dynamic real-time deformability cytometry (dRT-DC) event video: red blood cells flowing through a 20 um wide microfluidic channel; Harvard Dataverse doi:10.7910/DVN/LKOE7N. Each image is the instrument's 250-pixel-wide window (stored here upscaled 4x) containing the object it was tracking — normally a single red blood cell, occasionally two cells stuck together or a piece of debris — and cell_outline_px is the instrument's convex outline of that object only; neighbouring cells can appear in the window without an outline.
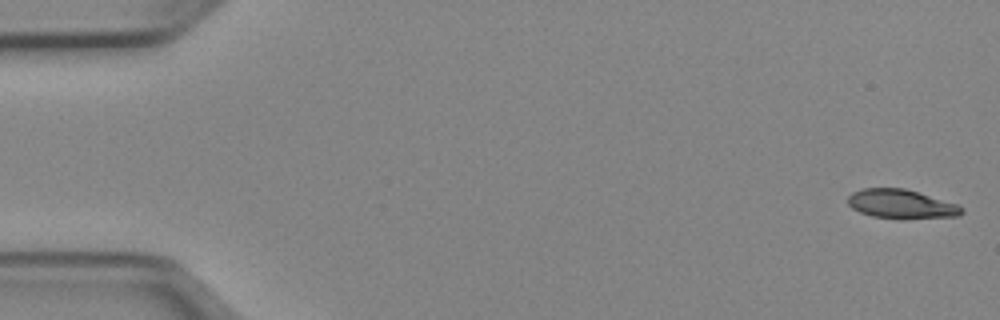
{"species": "Egyptian fruit bat (a non-hibernating species)", "species_latin": "Rousettus aegyptiacus", "temperature_condition": "cold", "stored_images_in_passage": 51, "camera_frame_rate_fps": 3000, "um_per_image_px": 0.085, "animal": {"sex": "female"}, "frame": {"image": 1, "passage_image": 1, "time_ms": 0.0, "image_size_px": [1000, 320], "cell_outline_px": [[964, 212], [960, 216], [872, 216], [860, 212], [852, 208], [848, 204], [848, 196], [852, 192], [864, 188], [904, 188], [956, 204], [964, 208]], "centroid_in_image_um": [76.55, 17.29], "position_along_channel_um": 8.4, "area_um2": 18.21}}
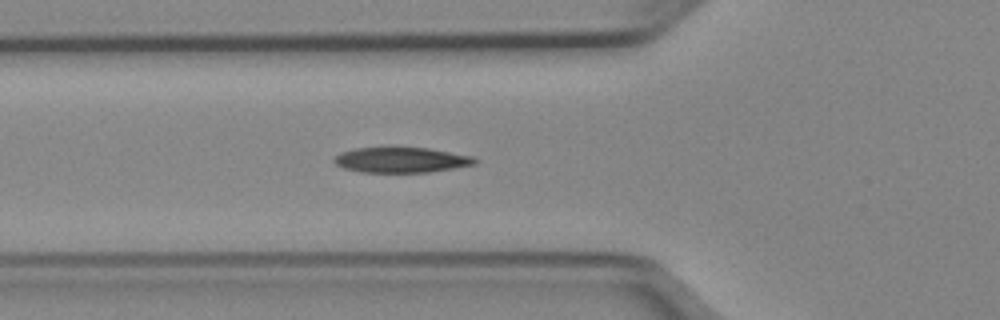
{"frame": {"image": 2, "passage_image": 18, "time_ms": 5.667, "image_size_px": [1000, 320], "cell_outline_px": [[480, 160], [476, 164], [428, 172], [360, 172], [344, 168], [336, 164], [332, 160], [332, 156], [340, 152], [352, 148], [428, 148], [472, 156]], "centroid_in_image_um": [34.06, 13.59], "position_along_channel_um": 91.7, "area_um2": 20.75}}
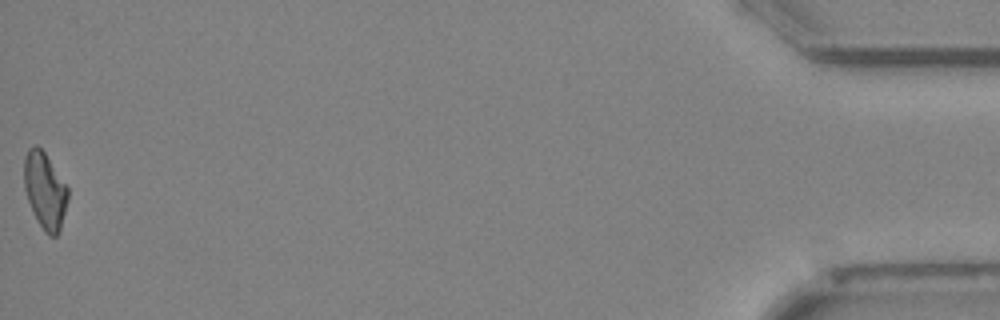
{"frame": {"image": 3, "passage_image": 51, "time_ms": 16.667, "image_size_px": [1000, 320], "cell_outline_px": [[68, 200], [60, 232], [56, 236], [48, 236], [44, 232], [36, 220], [28, 200], [24, 188], [24, 156], [28, 148], [36, 144], [44, 152], [68, 188]], "centroid_in_image_um": [3.81, 16.23], "position_along_channel_um": 431.4, "area_um2": 19.59}, "authors_computed_cell_mechanics": {"area_um2": 20.4612, "velocity_mm_per_s": 3.973, "shape_relaxation_time_tau1_ms": 5.3788, "shape_relaxation_time_tau2_ms": 2.8289, "deformation_change_tau1": 0.1758, "deformation_change_tau2": 0.0993}}